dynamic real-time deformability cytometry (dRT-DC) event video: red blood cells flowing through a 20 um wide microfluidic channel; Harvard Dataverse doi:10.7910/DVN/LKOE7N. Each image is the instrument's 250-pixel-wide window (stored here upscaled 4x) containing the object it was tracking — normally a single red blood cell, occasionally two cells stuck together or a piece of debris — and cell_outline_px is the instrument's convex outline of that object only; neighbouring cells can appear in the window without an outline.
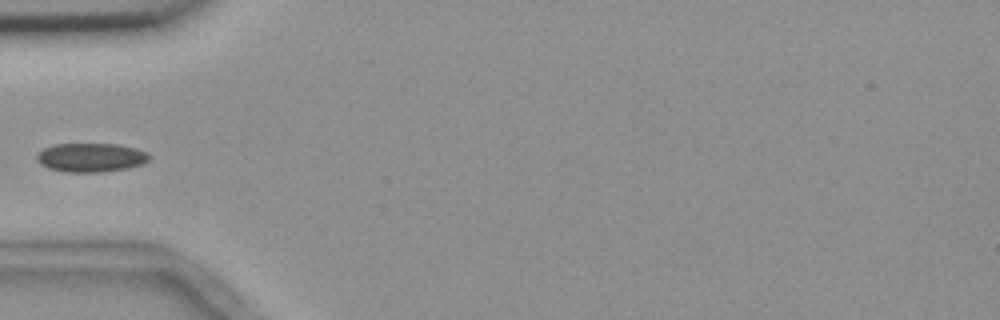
{"species": "common noctule bat (a hibernating species)", "species_latin": "Nyctalus noctula", "temperature_condition": "room temperature", "stored_images_in_passage": 4, "camera_frame_rate_fps": 3000, "um_per_image_px": 0.085, "animal": {"sex": "female", "body_mass_g": 18.4}, "frame": {"image": 1, "passage_image": 3, "time_ms": 4.0, "image_size_px": [1000, 320], "cell_outline_px": [[152, 156], [144, 164], [128, 168], [100, 172], [64, 172], [48, 168], [40, 164], [36, 160], [36, 156], [44, 148], [52, 144], [116, 144], [136, 148], [148, 152]], "centroid_in_image_um": [7.74, 13.39], "position_along_channel_um": 77.3, "area_um2": 19.13}}